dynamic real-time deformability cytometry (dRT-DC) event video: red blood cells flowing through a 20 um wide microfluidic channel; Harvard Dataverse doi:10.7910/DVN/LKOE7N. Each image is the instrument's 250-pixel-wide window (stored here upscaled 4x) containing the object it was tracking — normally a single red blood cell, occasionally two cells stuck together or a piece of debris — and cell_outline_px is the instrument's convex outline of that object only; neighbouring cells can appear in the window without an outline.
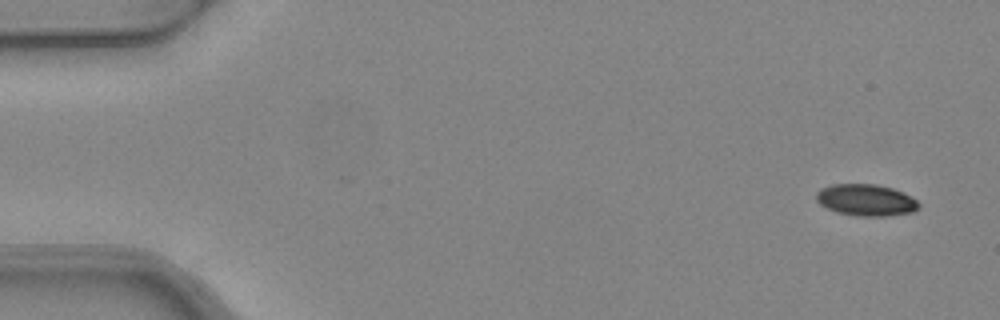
{"species": "common noctule bat (a hibernating species)", "species_latin": "Nyctalus noctula", "temperature_condition": "warm", "stored_images_in_passage": 4, "camera_frame_rate_fps": 3000, "um_per_image_px": 0.085, "animal": {"sex": "female", "body_mass_g": 24.6, "forearm_length_mm": 56.2}, "frame": {"image": 1, "passage_image": 1, "time_ms": 0.0, "image_size_px": [1000, 320], "cell_outline_px": [[920, 204], [912, 212], [884, 216], [856, 216], [836, 212], [820, 204], [816, 200], [816, 192], [820, 188], [832, 184], [876, 184], [892, 188], [916, 200]], "centroid_in_image_um": [73.55, 17.0], "position_along_channel_um": 11.5, "area_um2": 18.73}}
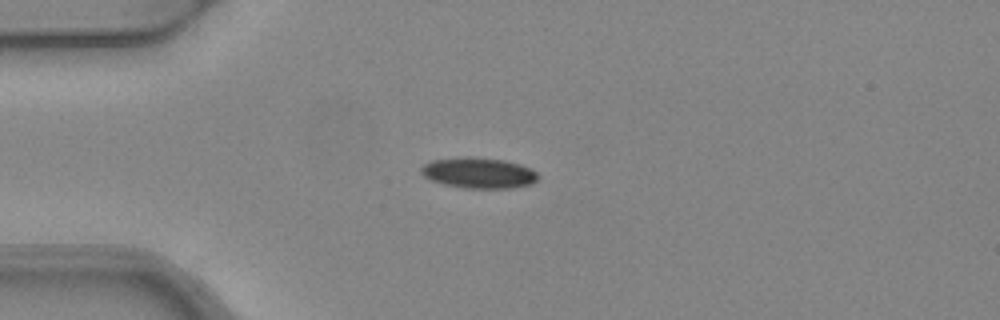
{"frame": {"image": 2, "passage_image": 4, "time_ms": 1.0, "image_size_px": [1000, 320], "cell_outline_px": [[540, 176], [532, 184], [512, 188], [464, 188], [444, 184], [432, 180], [424, 176], [420, 172], [420, 168], [424, 164], [432, 160], [468, 156], [504, 160], [520, 164], [532, 168]], "centroid_in_image_um": [40.71, 14.69], "position_along_channel_um": 44.3, "area_um2": 21.04}}